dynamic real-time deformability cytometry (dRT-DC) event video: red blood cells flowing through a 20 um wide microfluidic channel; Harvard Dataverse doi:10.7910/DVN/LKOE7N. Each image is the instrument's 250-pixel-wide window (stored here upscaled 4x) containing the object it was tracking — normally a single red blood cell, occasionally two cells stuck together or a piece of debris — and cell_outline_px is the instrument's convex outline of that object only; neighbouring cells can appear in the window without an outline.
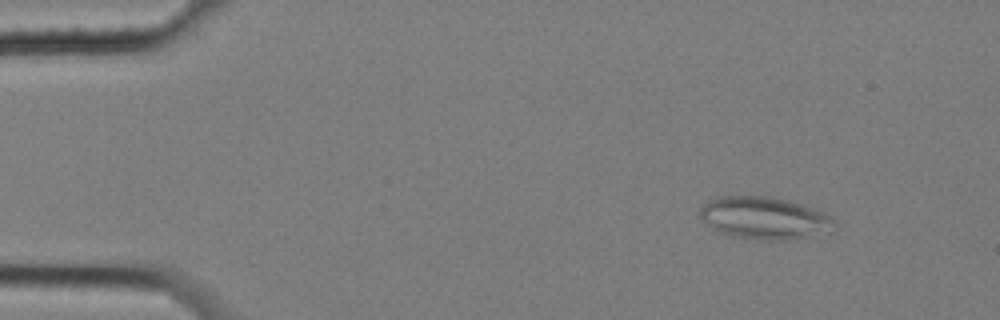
{"species": "common noctule bat (a hibernating species)", "species_latin": "Nyctalus noctula", "temperature_condition": "cold", "stored_images_in_passage": 6, "camera_frame_rate_fps": 3000, "um_per_image_px": 0.085, "animal": {"sex": "female", "body_mass_g": 25.1}, "frame": {"image": 1, "passage_image": 2, "time_ms": 0.333, "image_size_px": [1000, 320], "cell_outline_px": [[836, 228], [808, 236], [784, 240], [776, 240], [736, 236], [724, 232], [708, 224], [700, 216], [700, 208], [708, 200], [720, 196], [772, 196], [800, 204], [832, 216], [836, 224]], "centroid_in_image_um": [64.99, 18.5], "position_along_channel_um": 20.0, "area_um2": 32.25}}